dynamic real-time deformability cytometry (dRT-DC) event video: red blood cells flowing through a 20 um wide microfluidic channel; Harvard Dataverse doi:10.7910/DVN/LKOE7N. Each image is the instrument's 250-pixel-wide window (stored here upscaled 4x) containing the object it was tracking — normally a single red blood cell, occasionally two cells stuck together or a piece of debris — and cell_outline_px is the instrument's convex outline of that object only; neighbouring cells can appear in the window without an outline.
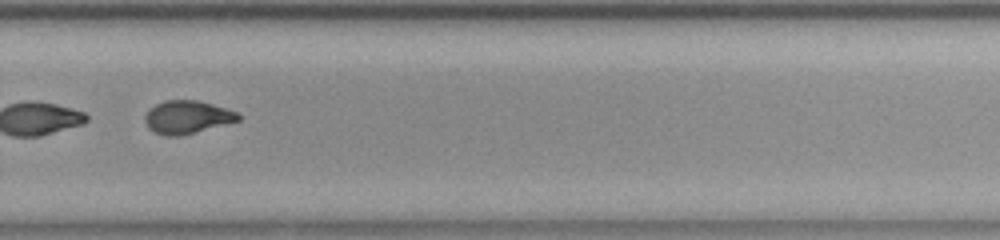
{"species": "common noctule bat (a hibernating species)", "species_latin": "Nyctalus noctula", "temperature_condition": "room temperature", "stored_images_in_passage": 40, "segment_of_instrument_passage": [2, 2], "camera_frame_rate_fps": 3000, "um_per_image_px": 0.085, "animal": {"sex": "female", "body_mass_g": 23.0, "forearm_length_mm": 53.4}, "frame": {"image": 1, "passage_image": 37, "time_ms": 12.0, "image_size_px": [1000, 240], "cell_outline_px": [[240, 120], [180, 136], [164, 136], [152, 132], [148, 128], [144, 120], [144, 116], [156, 104], [164, 100], [196, 100], [212, 104], [236, 112], [240, 116]], "centroid_in_image_um": [15.86, 9.97], "position_along_channel_um": 313.9, "area_um2": 17.8}}